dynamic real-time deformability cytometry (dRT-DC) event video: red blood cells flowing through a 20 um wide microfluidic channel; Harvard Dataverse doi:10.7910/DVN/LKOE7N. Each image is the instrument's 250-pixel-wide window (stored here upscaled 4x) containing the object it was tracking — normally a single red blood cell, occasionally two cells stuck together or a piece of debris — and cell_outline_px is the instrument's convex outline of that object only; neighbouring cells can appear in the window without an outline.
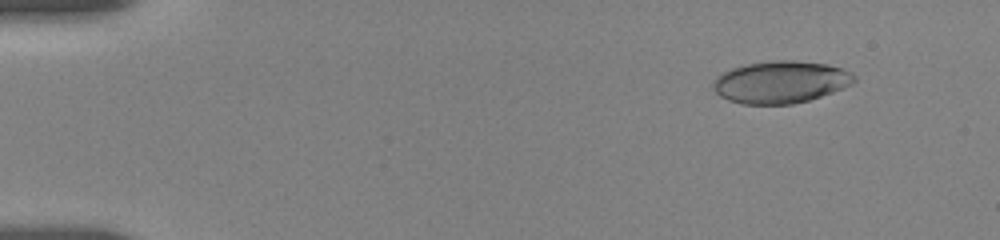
{"species": "human", "species_latin": "Homo sapiens", "temperature_condition": "room temperature", "stored_images_in_passage": 14, "camera_frame_rate_fps": 3000, "um_per_image_px": 0.085, "donor": {"sex": "female"}, "frame": {"image": 1, "passage_image": 3, "time_ms": 1.333, "image_size_px": [1000, 240], "cell_outline_px": [[856, 80], [852, 84], [832, 92], [808, 100], [792, 104], [744, 104], [728, 100], [720, 96], [712, 88], [712, 84], [716, 76], [732, 68], [748, 64], [776, 60], [796, 60], [828, 64], [840, 68], [856, 76]], "centroid_in_image_um": [66.34, 6.97], "position_along_channel_um": 18.7, "area_um2": 34.51}}
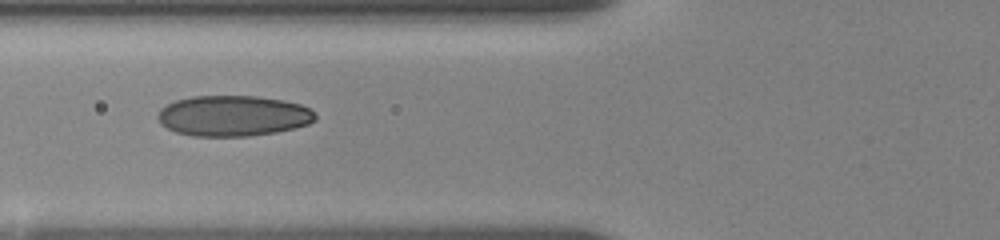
{"frame": {"image": 2, "passage_image": 10, "time_ms": 6.667, "image_size_px": [1000, 240], "cell_outline_px": [[316, 120], [308, 124], [296, 128], [276, 132], [248, 136], [192, 136], [176, 132], [160, 124], [156, 116], [160, 108], [176, 100], [192, 96], [256, 96], [284, 100], [300, 104], [316, 112]], "centroid_in_image_um": [19.82, 9.84], "position_along_channel_um": 106.0, "area_um2": 37.57}}
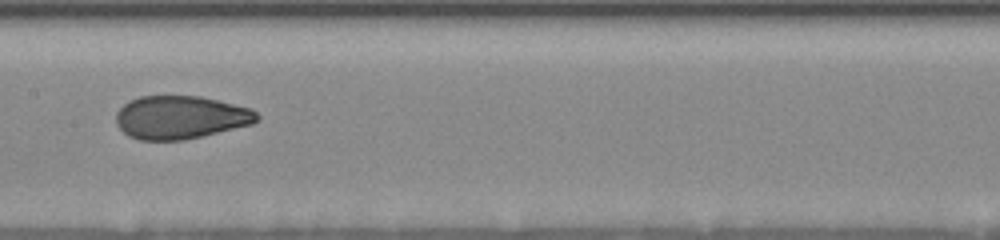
{"frame": {"image": 3, "passage_image": 13, "time_ms": 9.0, "image_size_px": [1000, 240], "cell_outline_px": [[260, 120], [252, 124], [184, 140], [140, 140], [128, 136], [116, 124], [116, 112], [124, 104], [140, 96], [200, 96], [252, 108], [260, 116]], "centroid_in_image_um": [15.36, 9.97], "position_along_channel_um": 192.0, "area_um2": 35.43}}